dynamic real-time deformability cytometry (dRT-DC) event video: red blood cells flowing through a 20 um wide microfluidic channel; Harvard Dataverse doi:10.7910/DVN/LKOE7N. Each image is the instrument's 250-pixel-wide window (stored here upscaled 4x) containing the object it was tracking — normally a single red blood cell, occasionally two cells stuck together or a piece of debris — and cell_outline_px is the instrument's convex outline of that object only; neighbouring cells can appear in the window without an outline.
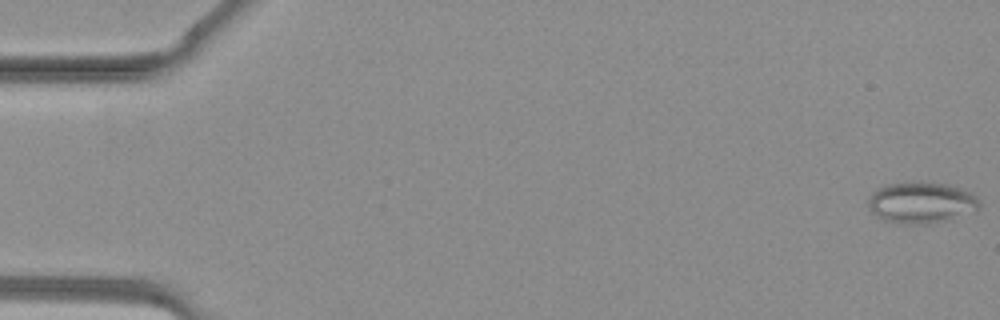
{"species": "common noctule bat (a hibernating species)", "species_latin": "Nyctalus noctula", "temperature_condition": "warm", "stored_images_in_passage": 37, "camera_frame_rate_fps": 3000, "um_per_image_px": 0.085, "animal": {"sex": "female", "body_mass_g": 19.3, "forearm_length_mm": 54.1}, "frame": {"image": 1, "passage_image": 1, "time_ms": 0.0, "image_size_px": [1000, 320], "cell_outline_px": [[980, 208], [976, 212], [928, 224], [900, 224], [884, 220], [876, 216], [868, 208], [868, 200], [872, 192], [876, 188], [888, 184], [912, 180], [944, 184], [960, 188], [972, 192], [976, 196], [980, 204]], "centroid_in_image_um": [78.3, 17.21], "position_along_channel_um": 6.7, "area_um2": 27.22}}
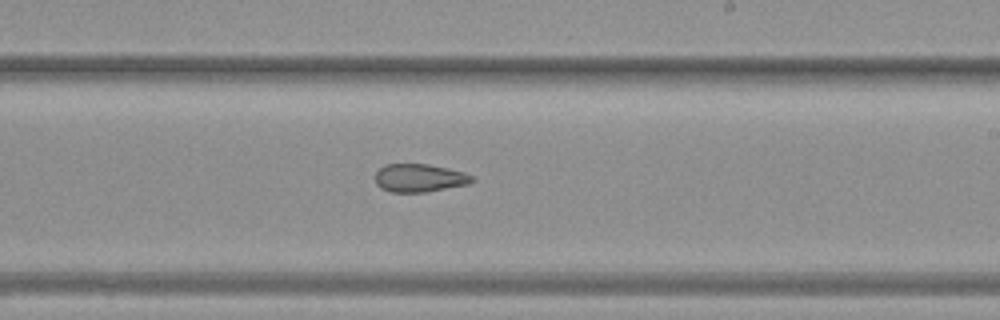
{"frame": {"image": 2, "passage_image": 24, "time_ms": 7.667, "image_size_px": [1000, 320], "cell_outline_px": [[476, 180], [468, 184], [424, 192], [392, 192], [380, 188], [376, 184], [376, 172], [380, 168], [388, 164], [428, 164], [448, 168], [464, 172], [472, 176]], "centroid_in_image_um": [35.66, 15.12], "position_along_channel_um": 253.3, "area_um2": 15.78}}
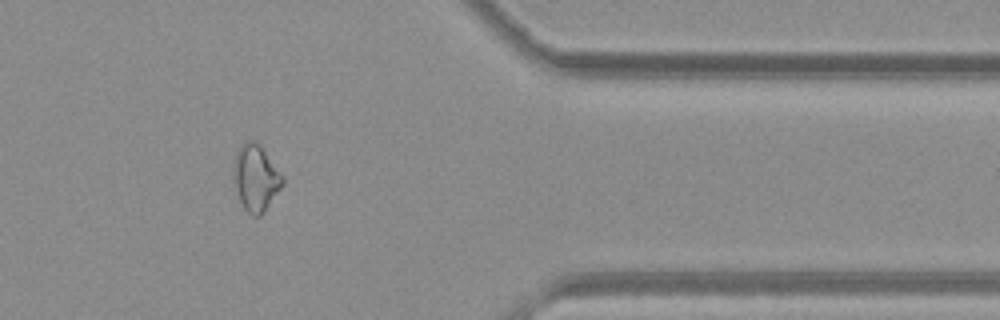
{"frame": {"image": 3, "passage_image": 33, "time_ms": 10.667, "image_size_px": [1000, 320], "cell_outline_px": [[284, 184], [264, 212], [260, 216], [252, 216], [244, 208], [240, 200], [232, 180], [236, 152], [248, 140], [256, 140], [284, 176]], "centroid_in_image_um": [21.75, 15.14], "position_along_channel_um": 389.6, "area_um2": 18.9}}